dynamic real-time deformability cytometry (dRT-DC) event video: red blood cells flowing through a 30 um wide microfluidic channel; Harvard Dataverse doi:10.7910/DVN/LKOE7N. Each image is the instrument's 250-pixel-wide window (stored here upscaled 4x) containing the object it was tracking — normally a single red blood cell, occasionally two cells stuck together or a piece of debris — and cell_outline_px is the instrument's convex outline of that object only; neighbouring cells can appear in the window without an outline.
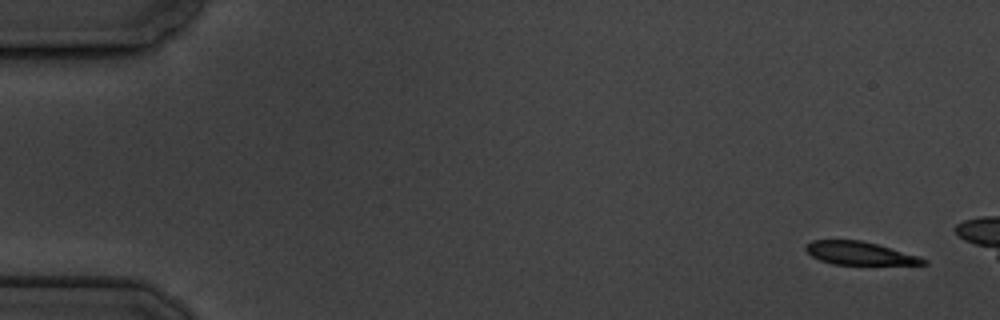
{"species": "common noctule bat (a hibernating species)", "species_latin": "Nyctalus noctula", "temperature_condition": "cold", "stored_images_in_passage": 5, "camera_frame_rate_fps": 3000, "um_per_image_px": 0.085, "animal": {"sex": "male", "body_mass_g": 19.5, "forearm_length_mm": 54.6}, "frame": {"image": 1, "passage_image": 1, "time_ms": 0.0, "image_size_px": [1000, 320], "cell_outline_px": [[928, 264], [832, 264], [820, 260], [812, 256], [804, 248], [812, 240], [860, 240], [876, 244], [920, 256], [928, 260]], "centroid_in_image_um": [73.07, 21.52], "position_along_channel_um": 11.9, "area_um2": 15.61}}